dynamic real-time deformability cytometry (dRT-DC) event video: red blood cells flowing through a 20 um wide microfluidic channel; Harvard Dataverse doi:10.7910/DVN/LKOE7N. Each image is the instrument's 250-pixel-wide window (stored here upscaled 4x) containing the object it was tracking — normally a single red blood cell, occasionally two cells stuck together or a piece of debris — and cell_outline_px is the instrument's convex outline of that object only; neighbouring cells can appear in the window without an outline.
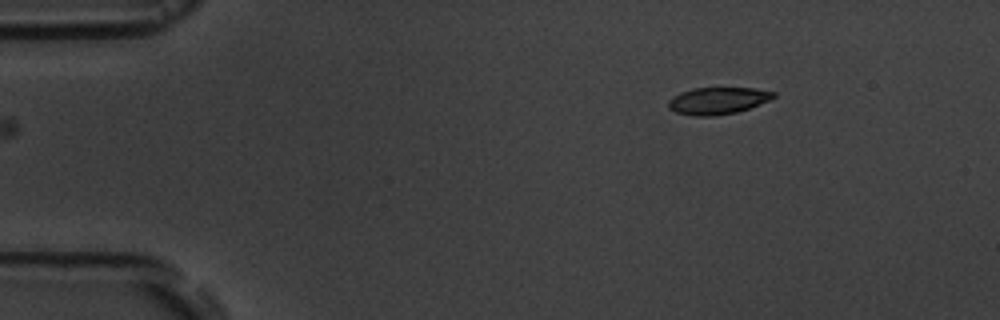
{"species": "common noctule bat (a hibernating species)", "species_latin": "Nyctalus noctula", "temperature_condition": "room temperature", "stored_images_in_passage": 2, "camera_frame_rate_fps": 3000, "um_per_image_px": 0.085, "animal": {"sex": "male", "body_mass_g": 19.5, "forearm_length_mm": 54.6}, "frame": {"image": 1, "passage_image": 2, "time_ms": 1.333, "image_size_px": [1000, 320], "cell_outline_px": [[776, 96], [768, 100], [748, 108], [736, 112], [712, 116], [696, 116], [676, 112], [668, 108], [668, 100], [672, 96], [680, 92], [696, 88], [756, 88], [776, 92]], "centroid_in_image_um": [60.98, 8.55], "position_along_channel_um": 24.0, "area_um2": 16.42}}